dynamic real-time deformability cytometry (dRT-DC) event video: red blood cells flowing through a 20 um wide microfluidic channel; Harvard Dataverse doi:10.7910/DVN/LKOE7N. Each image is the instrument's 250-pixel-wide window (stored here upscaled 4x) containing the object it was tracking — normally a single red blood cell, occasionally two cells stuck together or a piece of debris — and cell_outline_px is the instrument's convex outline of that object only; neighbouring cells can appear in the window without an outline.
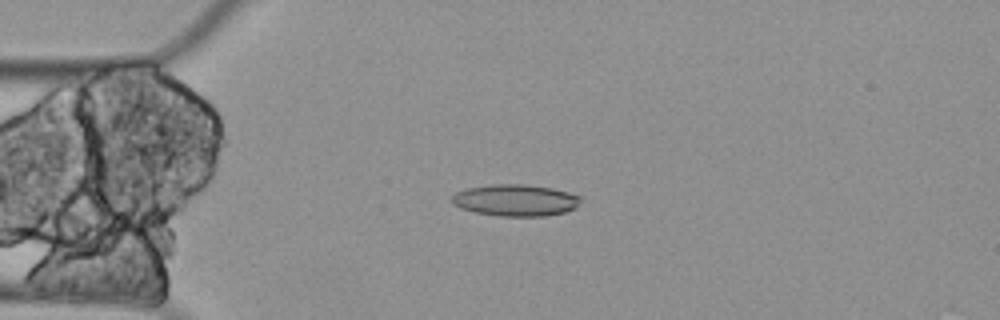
{"species": "Egyptian fruit bat (a non-hibernating species)", "species_latin": "Rousettus aegyptiacus", "temperature_condition": "cold", "stored_images_in_passage": 2, "camera_frame_rate_fps": 3000, "um_per_image_px": 0.085, "animal": {"sex": "female"}, "frame": {"image": 1, "passage_image": 2, "time_ms": 0.333, "image_size_px": [1000, 320], "cell_outline_px": [[580, 200], [576, 208], [564, 212], [544, 216], [500, 216], [476, 212], [460, 208], [452, 204], [452, 196], [456, 192], [468, 188], [492, 184], [524, 184], [552, 188], [568, 192], [580, 196]], "centroid_in_image_um": [43.81, 17.02], "position_along_channel_um": 41.2, "area_um2": 23.7}}